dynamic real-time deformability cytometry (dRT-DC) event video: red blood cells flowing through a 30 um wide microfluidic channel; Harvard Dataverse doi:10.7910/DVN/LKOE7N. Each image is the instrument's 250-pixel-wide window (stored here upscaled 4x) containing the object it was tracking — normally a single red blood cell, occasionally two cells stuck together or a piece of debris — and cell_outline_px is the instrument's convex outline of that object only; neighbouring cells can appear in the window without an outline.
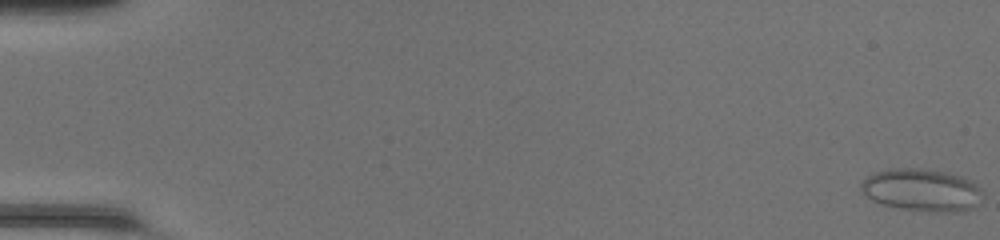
{"species": "common noctule bat (a hibernating species)", "species_latin": "Nyctalus noctula", "temperature_condition": "room temperature", "stored_images_in_passage": 50, "camera_frame_rate_fps": 3000, "um_per_image_px": 0.085, "animal": {"sex": "female", "body_mass_g": 20.0, "forearm_length_mm": 54.0}, "frame": {"image": 1, "passage_image": 1, "time_ms": 0.0, "image_size_px": [1000, 240], "cell_outline_px": [[984, 196], [980, 204], [964, 212], [928, 212], [880, 204], [872, 200], [860, 188], [860, 184], [868, 176], [876, 172], [888, 168], [920, 168], [948, 172], [960, 176], [976, 184], [984, 192]], "centroid_in_image_um": [78.41, 16.16], "position_along_channel_um": 6.6, "area_um2": 30.4}}
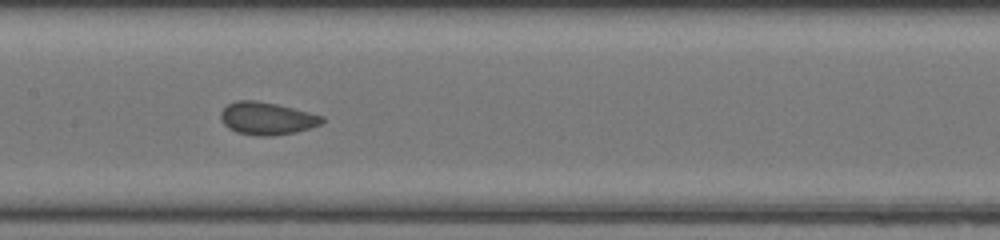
{"frame": {"image": 2, "passage_image": 26, "time_ms": 8.333, "image_size_px": [1000, 240], "cell_outline_px": [[324, 120], [320, 124], [296, 132], [272, 136], [256, 136], [236, 132], [228, 128], [220, 120], [220, 112], [228, 104], [236, 100], [256, 100], [276, 104], [324, 116]], "centroid_in_image_um": [22.64, 10.07], "position_along_channel_um": 184.8, "area_um2": 19.25}}
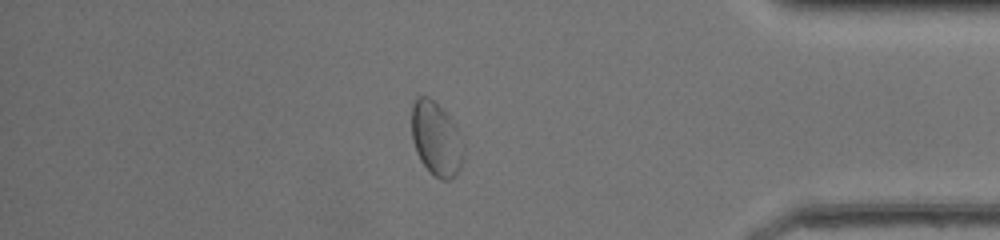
{"frame": {"image": 3, "passage_image": 43, "time_ms": 14.0, "image_size_px": [1000, 240], "cell_outline_px": [[464, 152], [460, 168], [448, 180], [440, 180], [428, 172], [420, 160], [416, 152], [412, 140], [412, 104], [416, 96], [428, 96], [456, 124], [464, 144]], "centroid_in_image_um": [37.07, 11.81], "position_along_channel_um": 398.1, "area_um2": 22.48}}